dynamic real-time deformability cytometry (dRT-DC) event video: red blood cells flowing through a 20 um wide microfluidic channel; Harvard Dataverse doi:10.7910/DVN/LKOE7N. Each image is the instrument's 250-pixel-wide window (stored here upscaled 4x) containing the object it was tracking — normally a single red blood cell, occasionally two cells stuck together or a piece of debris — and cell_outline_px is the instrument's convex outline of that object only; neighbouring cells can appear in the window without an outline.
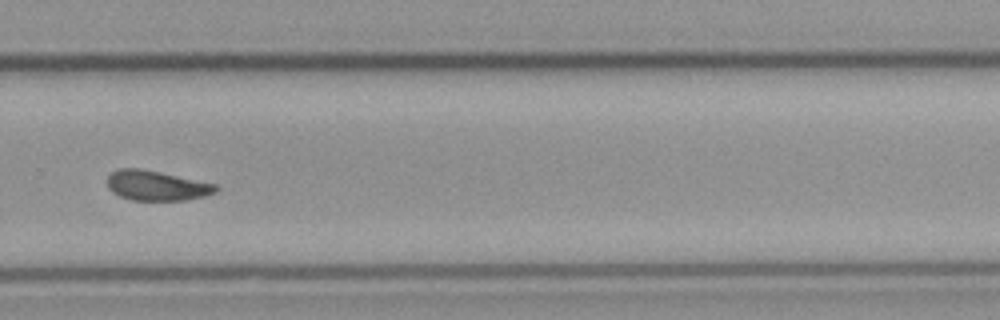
{"species": "common noctule bat (a hibernating species)", "species_latin": "Nyctalus noctula", "temperature_condition": "cold", "stored_images_in_passage": 41, "camera_frame_rate_fps": 3000, "um_per_image_px": 0.085, "animal": {"sex": "male", "body_mass_g": 23.1, "forearm_length_mm": 52.7}, "frame": {"image": 1, "passage_image": 24, "time_ms": 7.667, "image_size_px": [1000, 320], "cell_outline_px": [[220, 188], [216, 192], [204, 196], [188, 200], [132, 200], [120, 196], [112, 192], [108, 188], [108, 176], [112, 172], [120, 168], [140, 168], [160, 172], [216, 184]], "centroid_in_image_um": [13.32, 15.78], "position_along_channel_um": 316.5, "area_um2": 18.9}}
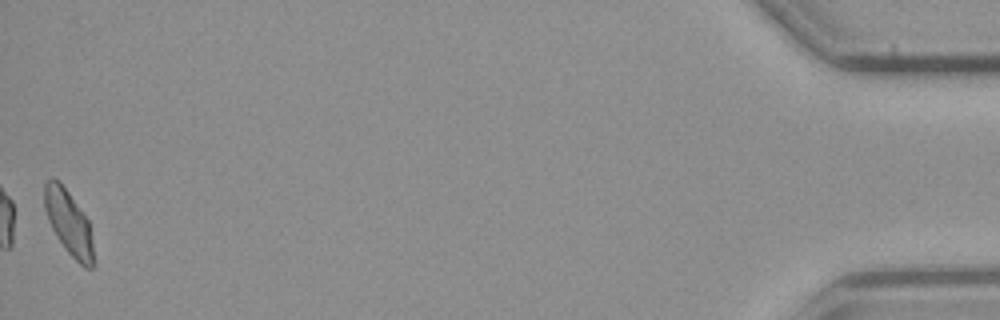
{"frame": {"image": 2, "passage_image": 41, "time_ms": 13.333, "image_size_px": [1000, 320], "cell_outline_px": [[96, 264], [92, 268], [84, 268], [68, 252], [56, 236], [48, 220], [44, 208], [44, 184], [52, 176], [60, 180], [88, 220]], "centroid_in_image_um": [5.84, 18.93], "position_along_channel_um": 429.4, "area_um2": 18.61}, "authors_computed_cell_mechanics": {"area_um2": 19.4208, "velocity_mm_per_s": 3.7915, "shape_relaxation_time_tau1_ms": 9.8568, "shape_relaxation_time_tau2_ms": 2.6248, "deformation_change_tau1": 0.1873, "deformation_change_tau2": 0.0841}}